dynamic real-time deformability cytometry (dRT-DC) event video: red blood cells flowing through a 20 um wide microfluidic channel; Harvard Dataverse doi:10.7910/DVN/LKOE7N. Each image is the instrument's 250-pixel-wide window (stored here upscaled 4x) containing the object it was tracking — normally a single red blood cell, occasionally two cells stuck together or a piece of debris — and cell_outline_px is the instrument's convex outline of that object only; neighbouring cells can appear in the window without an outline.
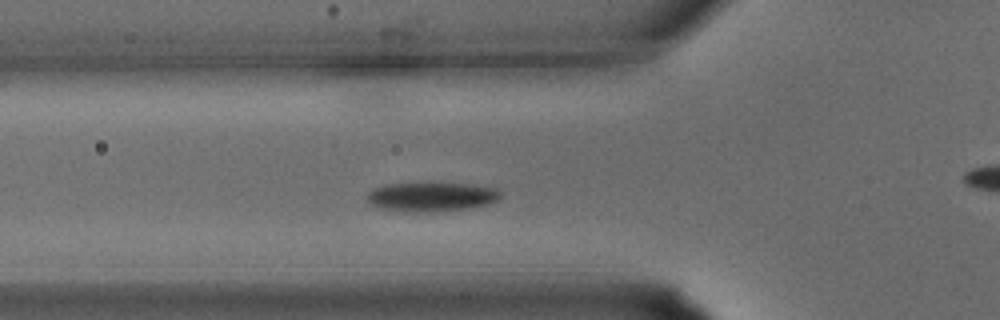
{"species": "common noctule bat (a hibernating species)", "species_latin": "Nyctalus noctula", "temperature_condition": "warm", "stored_images_in_passage": 32, "camera_frame_rate_fps": 3000, "um_per_image_px": 0.085, "animal": {"sex": "male", "body_mass_g": 15.6}, "frame": {"image": 1, "passage_image": 9, "time_ms": 2.667, "image_size_px": [1000, 320], "cell_outline_px": [[500, 196], [496, 200], [484, 204], [468, 208], [428, 212], [380, 208], [368, 204], [368, 192], [372, 188], [384, 184], [424, 180], [428, 180], [472, 184], [496, 188], [500, 192]], "centroid_in_image_um": [36.61, 16.65], "position_along_channel_um": 89.2, "area_um2": 23.41}}
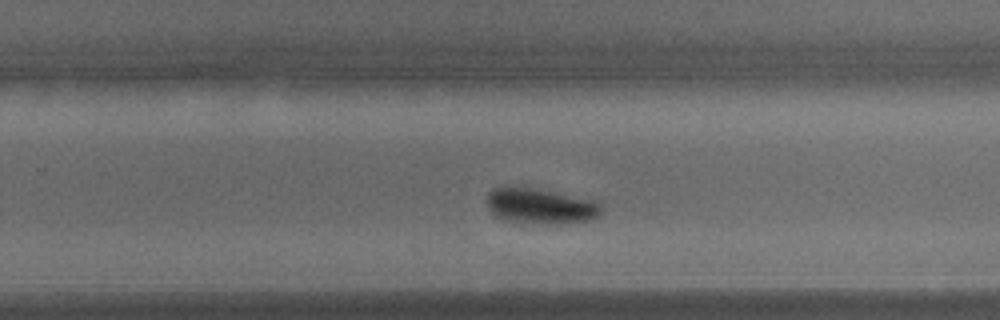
{"frame": {"image": 2, "passage_image": 19, "time_ms": 6.0, "image_size_px": [1000, 320], "cell_outline_px": [[600, 212], [592, 220], [572, 224], [532, 224], [508, 220], [496, 216], [488, 208], [488, 192], [496, 188], [528, 188], [600, 200]], "centroid_in_image_um": [46.02, 17.56], "position_along_channel_um": 283.8, "area_um2": 23.58}}
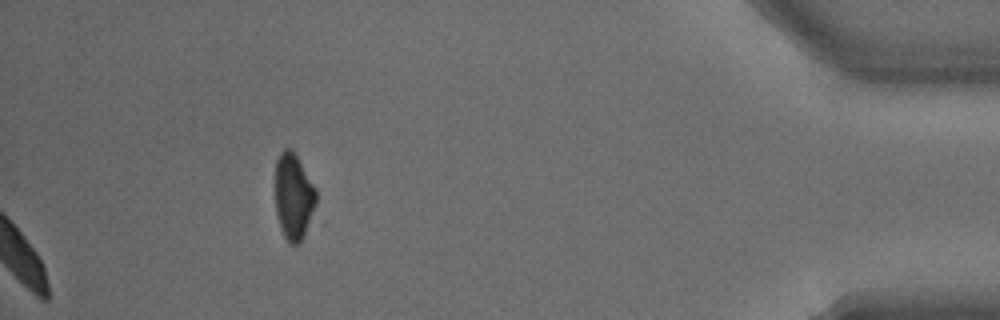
{"frame": {"image": 3, "passage_image": 32, "time_ms": 10.333, "image_size_px": [1000, 320], "cell_outline_px": [[316, 204], [304, 232], [300, 240], [296, 244], [288, 244], [284, 236], [276, 212], [276, 160], [280, 152], [284, 148], [292, 148], [316, 188]], "centroid_in_image_um": [24.94, 16.64], "position_along_channel_um": 410.3, "area_um2": 20.17}}